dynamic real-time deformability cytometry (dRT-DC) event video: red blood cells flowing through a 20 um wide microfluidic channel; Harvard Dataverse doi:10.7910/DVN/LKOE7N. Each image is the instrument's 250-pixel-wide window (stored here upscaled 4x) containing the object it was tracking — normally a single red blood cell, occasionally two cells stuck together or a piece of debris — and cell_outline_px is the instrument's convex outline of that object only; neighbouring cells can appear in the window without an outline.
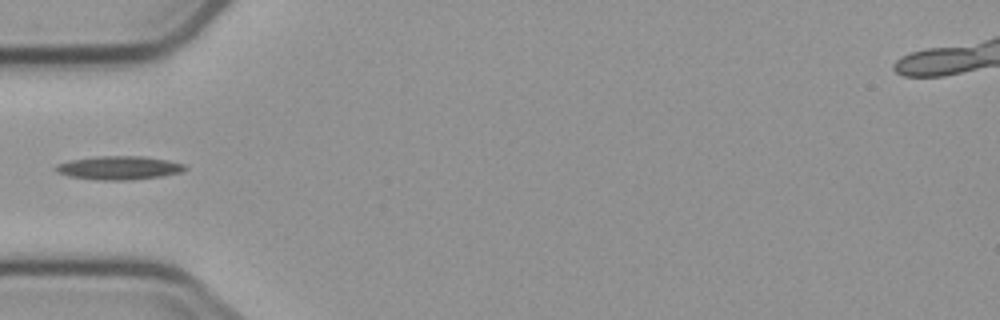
{"species": "common noctule bat (a hibernating species)", "species_latin": "Nyctalus noctula", "temperature_condition": "cold", "stored_images_in_passage": 6, "camera_frame_rate_fps": 3000, "um_per_image_px": 0.085, "animal": {"sex": "male", "body_mass_g": 23.1, "forearm_length_mm": 52.7}, "frame": {"image": 1, "passage_image": 5, "time_ms": 4.667, "image_size_px": [1000, 320], "cell_outline_px": [[188, 168], [180, 172], [160, 176], [124, 180], [96, 180], [68, 176], [56, 172], [52, 168], [56, 164], [72, 160], [100, 156], [140, 156], [168, 160], [184, 164]], "centroid_in_image_um": [10.06, 14.26], "position_along_channel_um": 74.9, "area_um2": 17.63}}
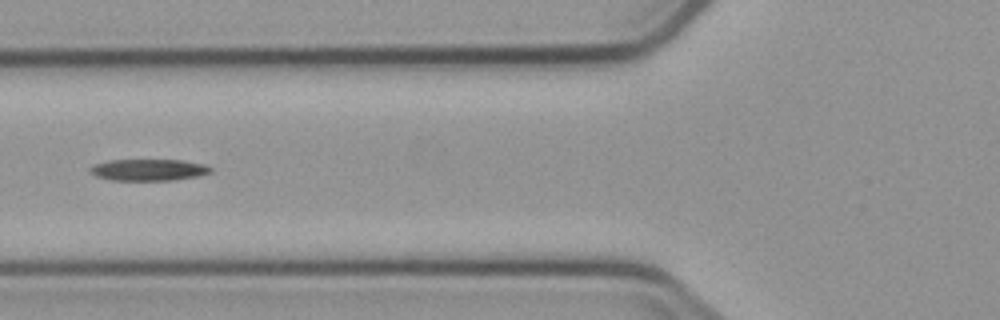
{"frame": {"image": 2, "passage_image": 6, "time_ms": 5.667, "image_size_px": [1000, 320], "cell_outline_px": [[212, 172], [200, 176], [172, 180], [112, 180], [96, 176], [88, 168], [96, 164], [108, 160], [180, 160], [204, 164], [212, 168]], "centroid_in_image_um": [12.67, 14.44], "position_along_channel_um": 113.1, "area_um2": 15.09}}